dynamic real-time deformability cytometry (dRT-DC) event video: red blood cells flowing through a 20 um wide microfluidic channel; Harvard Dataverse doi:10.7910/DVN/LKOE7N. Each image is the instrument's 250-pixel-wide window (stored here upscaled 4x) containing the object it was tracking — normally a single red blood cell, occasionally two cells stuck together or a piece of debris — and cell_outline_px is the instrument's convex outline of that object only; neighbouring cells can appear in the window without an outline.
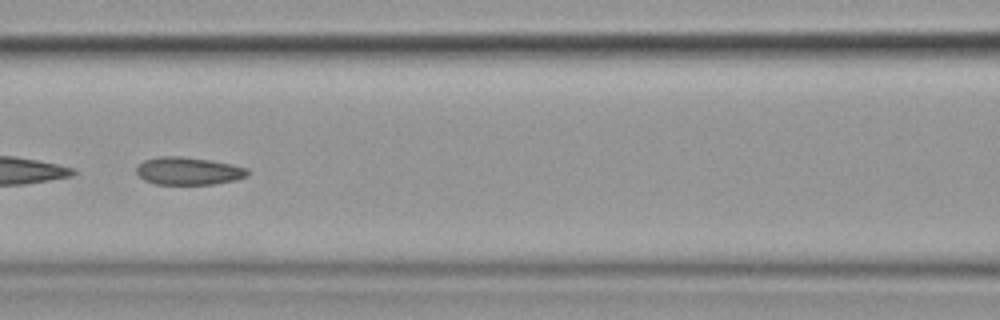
{"species": "common noctule bat (a hibernating species)", "species_latin": "Nyctalus noctula", "temperature_condition": "cold", "stored_images_in_passage": 11, "segment_of_instrument_passage": [2, 2], "camera_frame_rate_fps": 3000, "um_per_image_px": 0.085, "animal": {"sex": "female", "body_mass_g": 19.9}, "frame": {"image": 1, "passage_image": 7, "time_ms": 8.0, "image_size_px": [1000, 320], "cell_outline_px": [[248, 176], [236, 180], [212, 184], [156, 184], [144, 180], [136, 172], [136, 168], [144, 160], [160, 156], [180, 156], [212, 160], [232, 164], [248, 168]], "centroid_in_image_um": [16.04, 14.53], "position_along_channel_um": 150.6, "area_um2": 17.98}}